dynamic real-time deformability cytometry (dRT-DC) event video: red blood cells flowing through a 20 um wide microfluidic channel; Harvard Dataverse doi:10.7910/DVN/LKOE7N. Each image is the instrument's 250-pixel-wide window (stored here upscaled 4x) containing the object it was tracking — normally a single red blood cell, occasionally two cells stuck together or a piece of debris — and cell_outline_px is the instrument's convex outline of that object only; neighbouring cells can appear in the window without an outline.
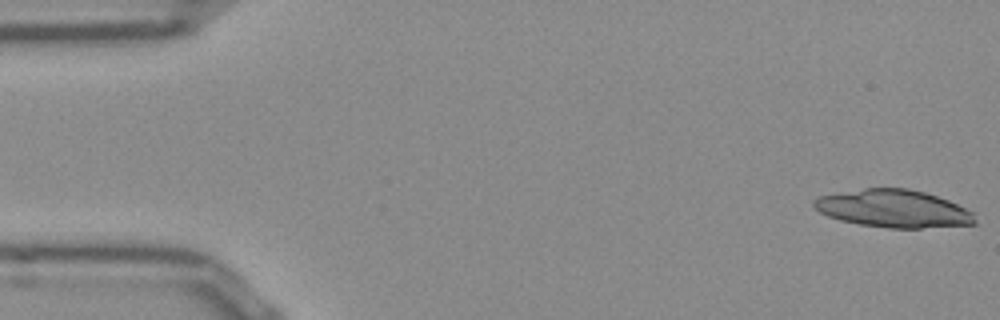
{"species": "Egyptian fruit bat (a non-hibernating species)", "species_latin": "Rousettus aegyptiacus", "temperature_condition": "room temperature", "stored_images_in_passage": 51, "camera_frame_rate_fps": 3000, "um_per_image_px": 0.085, "frame": {"image": 1, "passage_image": 1, "time_ms": 0.0, "image_size_px": [1000, 320], "cell_outline_px": [[976, 224], [920, 228], [888, 228], [860, 224], [840, 220], [828, 216], [820, 212], [812, 204], [812, 200], [816, 196], [864, 188], [908, 188], [924, 192], [948, 200], [972, 212], [976, 220]], "centroid_in_image_um": [75.91, 17.73], "position_along_channel_um": 9.1, "area_um2": 35.26}}